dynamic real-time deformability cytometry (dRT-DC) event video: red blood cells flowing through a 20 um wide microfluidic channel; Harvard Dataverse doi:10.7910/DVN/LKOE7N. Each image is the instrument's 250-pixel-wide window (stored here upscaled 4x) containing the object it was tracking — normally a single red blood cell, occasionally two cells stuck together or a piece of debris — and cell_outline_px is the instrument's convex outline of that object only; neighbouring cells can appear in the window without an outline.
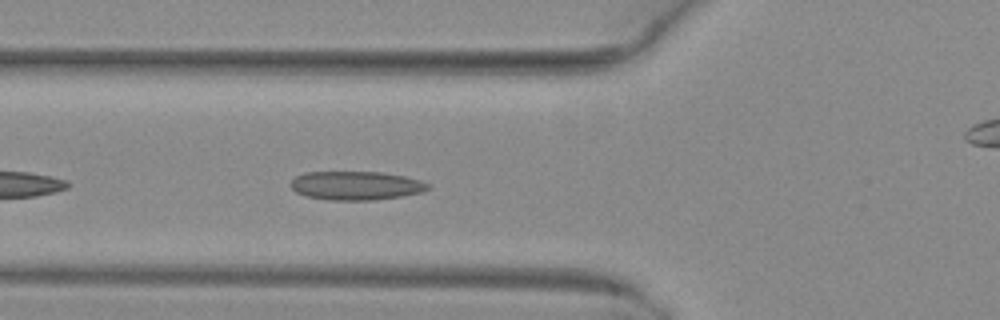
{"species": "common noctule bat (a hibernating species)", "species_latin": "Nyctalus noctula", "temperature_condition": "warm", "stored_images_in_passage": 36, "camera_frame_rate_fps": 3000, "um_per_image_px": 0.085, "animal": {"sex": "female", "body_mass_g": 29.2, "forearm_length_mm": 56.3}, "frame": {"image": 1, "passage_image": 5, "time_ms": 1.333, "image_size_px": [1000, 320], "cell_outline_px": [[428, 188], [420, 192], [400, 196], [376, 200], [332, 200], [308, 196], [296, 192], [292, 188], [292, 180], [296, 176], [304, 172], [380, 172], [404, 176], [420, 180], [428, 184]], "centroid_in_image_um": [30.24, 15.77], "position_along_channel_um": 95.6, "area_um2": 22.66}}
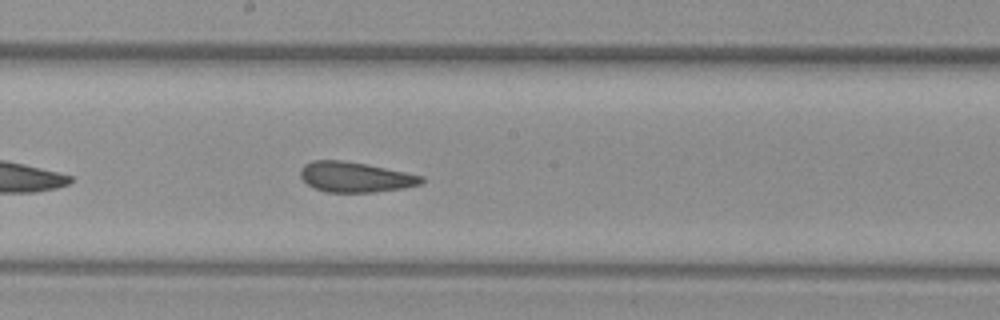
{"frame": {"image": 2, "passage_image": 14, "time_ms": 4.333, "image_size_px": [1000, 320], "cell_outline_px": [[424, 180], [420, 184], [404, 188], [372, 192], [328, 192], [312, 188], [300, 176], [300, 168], [304, 164], [312, 160], [340, 160], [364, 164], [424, 176]], "centroid_in_image_um": [30.16, 15.05], "position_along_channel_um": 218.0, "area_um2": 21.15}}
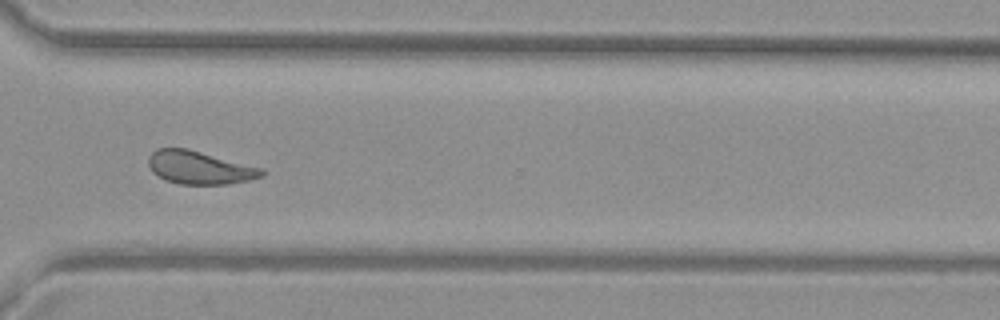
{"frame": {"image": 3, "passage_image": 24, "time_ms": 7.667, "image_size_px": [1000, 320], "cell_outline_px": [[264, 176], [248, 180], [228, 184], [180, 184], [164, 180], [152, 172], [148, 164], [148, 156], [156, 148], [188, 148], [264, 168]], "centroid_in_image_um": [16.96, 14.24], "position_along_channel_um": 353.6, "area_um2": 22.08}, "authors_computed_cell_mechanics": {"area_um2": 21.7328, "velocity_mm_per_s": 4.073, "shape_relaxation_time_tau1_ms": 10.9324, "shape_relaxation_time_tau2_ms": 1.8128, "deformation_change_tau1": 0.2134, "deformation_change_tau2": 0.088}}